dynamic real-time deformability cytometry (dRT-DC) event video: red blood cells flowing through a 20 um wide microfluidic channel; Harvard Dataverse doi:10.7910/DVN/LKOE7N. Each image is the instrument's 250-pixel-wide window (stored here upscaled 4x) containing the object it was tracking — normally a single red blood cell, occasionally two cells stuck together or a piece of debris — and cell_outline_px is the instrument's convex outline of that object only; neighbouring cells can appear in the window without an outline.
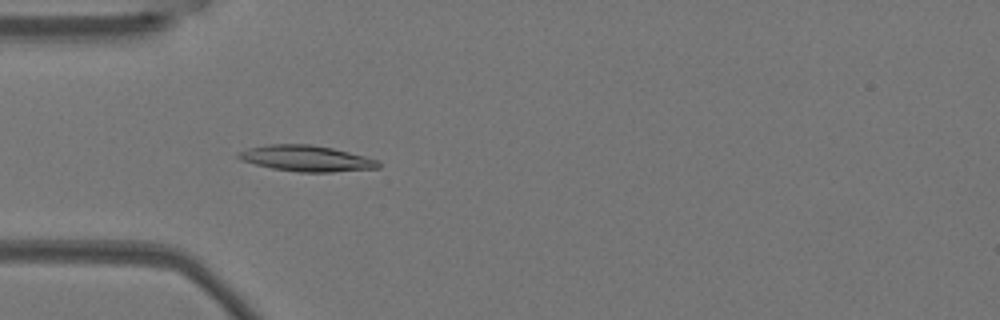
{"species": "Egyptian fruit bat (a non-hibernating species)", "species_latin": "Rousettus aegyptiacus", "temperature_condition": "warm", "stored_images_in_passage": 53, "camera_frame_rate_fps": 3000, "um_per_image_px": 0.085, "animal": {"sex": "female"}, "frame": {"image": 1, "passage_image": 16, "time_ms": 5.0, "image_size_px": [1000, 320], "cell_outline_px": [[380, 168], [332, 172], [300, 172], [272, 168], [240, 160], [236, 156], [236, 152], [248, 148], [268, 144], [312, 144], [332, 148], [380, 160]], "centroid_in_image_um": [26.03, 13.46], "position_along_channel_um": 59.0, "area_um2": 21.21}}
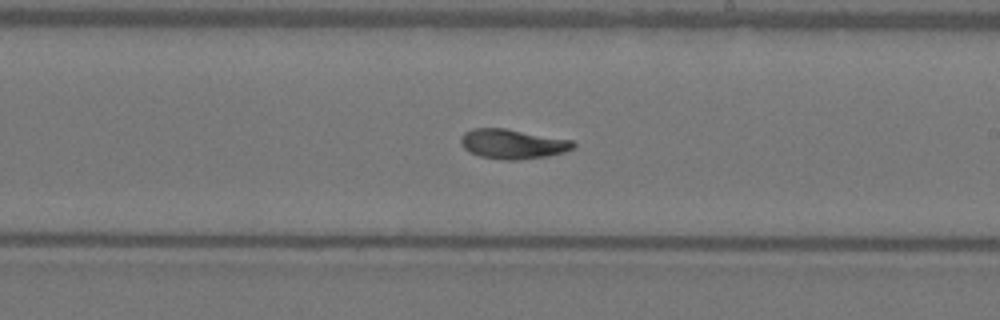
{"frame": {"image": 2, "passage_image": 31, "time_ms": 10.0, "image_size_px": [1000, 320], "cell_outline_px": [[576, 144], [572, 148], [564, 152], [544, 156], [520, 160], [504, 160], [480, 156], [468, 152], [460, 144], [460, 136], [464, 132], [472, 128], [504, 128], [572, 140]], "centroid_in_image_um": [43.51, 12.23], "position_along_channel_um": 245.5, "area_um2": 19.42}}
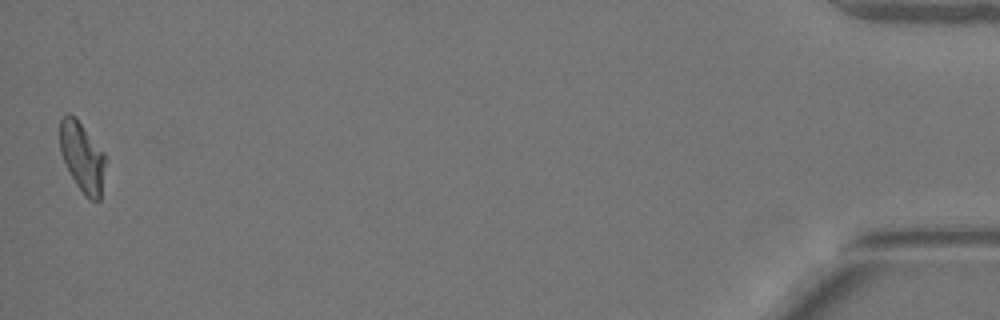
{"frame": {"image": 3, "passage_image": 53, "time_ms": 17.333, "image_size_px": [1000, 320], "cell_outline_px": [[104, 164], [100, 200], [92, 200], [76, 184], [60, 152], [60, 120], [68, 112], [76, 116], [104, 152]], "centroid_in_image_um": [6.97, 13.26], "position_along_channel_um": 428.2, "area_um2": 18.03}, "authors_computed_cell_mechanics": {"area_um2": 19.5942, "velocity_mm_per_s": 3.7792, "shape_relaxation_time_tau1_ms": 8.8525, "shape_relaxation_time_tau2_ms": 3.0619, "deformation_change_tau1": 0.2637, "deformation_change_tau2": 0.0802}}